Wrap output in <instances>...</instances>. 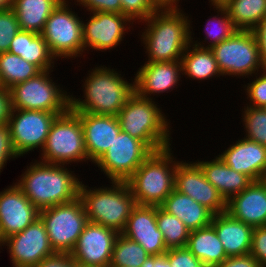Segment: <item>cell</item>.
I'll use <instances>...</instances> for the list:
<instances>
[{"instance_id":"484cf974","label":"cell","mask_w":266,"mask_h":267,"mask_svg":"<svg viewBox=\"0 0 266 267\" xmlns=\"http://www.w3.org/2000/svg\"><path fill=\"white\" fill-rule=\"evenodd\" d=\"M160 207L168 214L176 216L190 231L211 225L214 216L209 209L175 189Z\"/></svg>"},{"instance_id":"816d5d0a","label":"cell","mask_w":266,"mask_h":267,"mask_svg":"<svg viewBox=\"0 0 266 267\" xmlns=\"http://www.w3.org/2000/svg\"><path fill=\"white\" fill-rule=\"evenodd\" d=\"M14 0H0V10L12 9Z\"/></svg>"},{"instance_id":"30bf717a","label":"cell","mask_w":266,"mask_h":267,"mask_svg":"<svg viewBox=\"0 0 266 267\" xmlns=\"http://www.w3.org/2000/svg\"><path fill=\"white\" fill-rule=\"evenodd\" d=\"M68 1L62 0L52 11L41 33L56 60L75 59L84 53L83 19L72 11Z\"/></svg>"},{"instance_id":"7402d4cb","label":"cell","mask_w":266,"mask_h":267,"mask_svg":"<svg viewBox=\"0 0 266 267\" xmlns=\"http://www.w3.org/2000/svg\"><path fill=\"white\" fill-rule=\"evenodd\" d=\"M218 156L227 166L252 181L266 179V146L243 137Z\"/></svg>"},{"instance_id":"2e32d148","label":"cell","mask_w":266,"mask_h":267,"mask_svg":"<svg viewBox=\"0 0 266 267\" xmlns=\"http://www.w3.org/2000/svg\"><path fill=\"white\" fill-rule=\"evenodd\" d=\"M175 190L193 198L214 215L226 212V201L206 179L199 164L179 161L175 171Z\"/></svg>"},{"instance_id":"836d02e7","label":"cell","mask_w":266,"mask_h":267,"mask_svg":"<svg viewBox=\"0 0 266 267\" xmlns=\"http://www.w3.org/2000/svg\"><path fill=\"white\" fill-rule=\"evenodd\" d=\"M156 221L167 249L186 247L190 230L176 216L156 206Z\"/></svg>"},{"instance_id":"8fae6325","label":"cell","mask_w":266,"mask_h":267,"mask_svg":"<svg viewBox=\"0 0 266 267\" xmlns=\"http://www.w3.org/2000/svg\"><path fill=\"white\" fill-rule=\"evenodd\" d=\"M39 218L55 253L70 254L89 222L80 198L40 210Z\"/></svg>"},{"instance_id":"4fadbf2b","label":"cell","mask_w":266,"mask_h":267,"mask_svg":"<svg viewBox=\"0 0 266 267\" xmlns=\"http://www.w3.org/2000/svg\"><path fill=\"white\" fill-rule=\"evenodd\" d=\"M61 114L63 113L11 109L8 125L12 145L18 156H23L38 148H41V151L53 121Z\"/></svg>"},{"instance_id":"d6986e66","label":"cell","mask_w":266,"mask_h":267,"mask_svg":"<svg viewBox=\"0 0 266 267\" xmlns=\"http://www.w3.org/2000/svg\"><path fill=\"white\" fill-rule=\"evenodd\" d=\"M121 234L139 243L151 256H159L168 250L156 221V206H140L132 210Z\"/></svg>"},{"instance_id":"7a4b0ae2","label":"cell","mask_w":266,"mask_h":267,"mask_svg":"<svg viewBox=\"0 0 266 267\" xmlns=\"http://www.w3.org/2000/svg\"><path fill=\"white\" fill-rule=\"evenodd\" d=\"M15 183L40 211L79 198L82 181L66 165L34 160Z\"/></svg>"},{"instance_id":"1f68e13d","label":"cell","mask_w":266,"mask_h":267,"mask_svg":"<svg viewBox=\"0 0 266 267\" xmlns=\"http://www.w3.org/2000/svg\"><path fill=\"white\" fill-rule=\"evenodd\" d=\"M40 72L36 66L18 55L0 53V82L7 89L35 77Z\"/></svg>"},{"instance_id":"7dc6e473","label":"cell","mask_w":266,"mask_h":267,"mask_svg":"<svg viewBox=\"0 0 266 267\" xmlns=\"http://www.w3.org/2000/svg\"><path fill=\"white\" fill-rule=\"evenodd\" d=\"M11 111L9 89L0 87V124L8 123Z\"/></svg>"},{"instance_id":"cb8c5ba5","label":"cell","mask_w":266,"mask_h":267,"mask_svg":"<svg viewBox=\"0 0 266 267\" xmlns=\"http://www.w3.org/2000/svg\"><path fill=\"white\" fill-rule=\"evenodd\" d=\"M211 226L215 229L227 257L250 253L252 226L234 219L227 212L214 215Z\"/></svg>"},{"instance_id":"6da1fadb","label":"cell","mask_w":266,"mask_h":267,"mask_svg":"<svg viewBox=\"0 0 266 267\" xmlns=\"http://www.w3.org/2000/svg\"><path fill=\"white\" fill-rule=\"evenodd\" d=\"M179 8L159 7L142 23L147 27L141 33L150 62L181 61L190 44L191 20ZM145 30V31H144Z\"/></svg>"},{"instance_id":"f6af8a7d","label":"cell","mask_w":266,"mask_h":267,"mask_svg":"<svg viewBox=\"0 0 266 267\" xmlns=\"http://www.w3.org/2000/svg\"><path fill=\"white\" fill-rule=\"evenodd\" d=\"M35 267H76V263L68 253H55L42 260Z\"/></svg>"},{"instance_id":"ba28073f","label":"cell","mask_w":266,"mask_h":267,"mask_svg":"<svg viewBox=\"0 0 266 267\" xmlns=\"http://www.w3.org/2000/svg\"><path fill=\"white\" fill-rule=\"evenodd\" d=\"M51 70L10 87L11 109L66 113L71 108V95L53 82Z\"/></svg>"},{"instance_id":"44dd1931","label":"cell","mask_w":266,"mask_h":267,"mask_svg":"<svg viewBox=\"0 0 266 267\" xmlns=\"http://www.w3.org/2000/svg\"><path fill=\"white\" fill-rule=\"evenodd\" d=\"M80 117L87 156L95 164L121 131L117 116L75 112Z\"/></svg>"},{"instance_id":"74e56055","label":"cell","mask_w":266,"mask_h":267,"mask_svg":"<svg viewBox=\"0 0 266 267\" xmlns=\"http://www.w3.org/2000/svg\"><path fill=\"white\" fill-rule=\"evenodd\" d=\"M20 30L16 13L12 9L0 10V53L8 52L11 41Z\"/></svg>"},{"instance_id":"5b68a950","label":"cell","mask_w":266,"mask_h":267,"mask_svg":"<svg viewBox=\"0 0 266 267\" xmlns=\"http://www.w3.org/2000/svg\"><path fill=\"white\" fill-rule=\"evenodd\" d=\"M171 147L154 151L126 181L140 206H161L175 189L177 163ZM175 159V160H174Z\"/></svg>"},{"instance_id":"7c38bea8","label":"cell","mask_w":266,"mask_h":267,"mask_svg":"<svg viewBox=\"0 0 266 267\" xmlns=\"http://www.w3.org/2000/svg\"><path fill=\"white\" fill-rule=\"evenodd\" d=\"M152 152L141 140L120 131L95 165L111 181L126 182Z\"/></svg>"},{"instance_id":"bcb514c9","label":"cell","mask_w":266,"mask_h":267,"mask_svg":"<svg viewBox=\"0 0 266 267\" xmlns=\"http://www.w3.org/2000/svg\"><path fill=\"white\" fill-rule=\"evenodd\" d=\"M252 31L258 42L261 61L266 68V17Z\"/></svg>"},{"instance_id":"60d3db41","label":"cell","mask_w":266,"mask_h":267,"mask_svg":"<svg viewBox=\"0 0 266 267\" xmlns=\"http://www.w3.org/2000/svg\"><path fill=\"white\" fill-rule=\"evenodd\" d=\"M18 157L12 145L8 123L0 124V174L7 161L17 159Z\"/></svg>"},{"instance_id":"f1b7e54d","label":"cell","mask_w":266,"mask_h":267,"mask_svg":"<svg viewBox=\"0 0 266 267\" xmlns=\"http://www.w3.org/2000/svg\"><path fill=\"white\" fill-rule=\"evenodd\" d=\"M62 0H14L12 10L21 30L41 34L48 17Z\"/></svg>"},{"instance_id":"603a6c76","label":"cell","mask_w":266,"mask_h":267,"mask_svg":"<svg viewBox=\"0 0 266 267\" xmlns=\"http://www.w3.org/2000/svg\"><path fill=\"white\" fill-rule=\"evenodd\" d=\"M226 212L253 228L266 226V179L253 181L231 197L226 202Z\"/></svg>"},{"instance_id":"d6a6232c","label":"cell","mask_w":266,"mask_h":267,"mask_svg":"<svg viewBox=\"0 0 266 267\" xmlns=\"http://www.w3.org/2000/svg\"><path fill=\"white\" fill-rule=\"evenodd\" d=\"M217 10V15L210 17L205 27V40L203 42H209L208 45L204 47L203 42L198 40L194 41L192 34L190 32V43L201 48H212L213 46L221 43L222 41L232 37L238 29L234 26L232 19L230 18L227 9L225 7H214ZM221 17H220V16ZM212 19V20H211ZM216 22V23H215ZM213 27H212V25ZM213 28V29H212ZM210 39V40H209Z\"/></svg>"},{"instance_id":"b9f144b4","label":"cell","mask_w":266,"mask_h":267,"mask_svg":"<svg viewBox=\"0 0 266 267\" xmlns=\"http://www.w3.org/2000/svg\"><path fill=\"white\" fill-rule=\"evenodd\" d=\"M250 253L266 267V226L253 228Z\"/></svg>"},{"instance_id":"4dcf8cb0","label":"cell","mask_w":266,"mask_h":267,"mask_svg":"<svg viewBox=\"0 0 266 267\" xmlns=\"http://www.w3.org/2000/svg\"><path fill=\"white\" fill-rule=\"evenodd\" d=\"M225 8L238 30L252 31L266 17V0H231Z\"/></svg>"},{"instance_id":"83f0119b","label":"cell","mask_w":266,"mask_h":267,"mask_svg":"<svg viewBox=\"0 0 266 267\" xmlns=\"http://www.w3.org/2000/svg\"><path fill=\"white\" fill-rule=\"evenodd\" d=\"M186 247L207 267H214L227 258L223 245L211 225L190 231Z\"/></svg>"},{"instance_id":"4316f807","label":"cell","mask_w":266,"mask_h":267,"mask_svg":"<svg viewBox=\"0 0 266 267\" xmlns=\"http://www.w3.org/2000/svg\"><path fill=\"white\" fill-rule=\"evenodd\" d=\"M8 52L18 55L40 71L54 69L56 58L50 53L41 34L20 30L11 41Z\"/></svg>"},{"instance_id":"d4e9b609","label":"cell","mask_w":266,"mask_h":267,"mask_svg":"<svg viewBox=\"0 0 266 267\" xmlns=\"http://www.w3.org/2000/svg\"><path fill=\"white\" fill-rule=\"evenodd\" d=\"M206 179L219 191L227 202L231 197L241 193L253 181L240 172L227 166L219 156L208 161H196Z\"/></svg>"},{"instance_id":"277c9868","label":"cell","mask_w":266,"mask_h":267,"mask_svg":"<svg viewBox=\"0 0 266 267\" xmlns=\"http://www.w3.org/2000/svg\"><path fill=\"white\" fill-rule=\"evenodd\" d=\"M158 107L152 99L134 92L117 115L121 131L141 140L153 152L170 147L172 141L170 122Z\"/></svg>"},{"instance_id":"7bdbcfd3","label":"cell","mask_w":266,"mask_h":267,"mask_svg":"<svg viewBox=\"0 0 266 267\" xmlns=\"http://www.w3.org/2000/svg\"><path fill=\"white\" fill-rule=\"evenodd\" d=\"M77 6H83L88 12L122 13L121 0H74Z\"/></svg>"},{"instance_id":"f5cc1de1","label":"cell","mask_w":266,"mask_h":267,"mask_svg":"<svg viewBox=\"0 0 266 267\" xmlns=\"http://www.w3.org/2000/svg\"><path fill=\"white\" fill-rule=\"evenodd\" d=\"M76 267H101V266L83 265V264H80V263H76Z\"/></svg>"},{"instance_id":"8d00e7d4","label":"cell","mask_w":266,"mask_h":267,"mask_svg":"<svg viewBox=\"0 0 266 267\" xmlns=\"http://www.w3.org/2000/svg\"><path fill=\"white\" fill-rule=\"evenodd\" d=\"M122 14L133 22L141 23L152 15L159 6L155 0H121Z\"/></svg>"},{"instance_id":"9c48e42d","label":"cell","mask_w":266,"mask_h":267,"mask_svg":"<svg viewBox=\"0 0 266 267\" xmlns=\"http://www.w3.org/2000/svg\"><path fill=\"white\" fill-rule=\"evenodd\" d=\"M211 50L222 77L227 75L249 78L265 69L253 31L238 30L232 37L213 46Z\"/></svg>"},{"instance_id":"f546056e","label":"cell","mask_w":266,"mask_h":267,"mask_svg":"<svg viewBox=\"0 0 266 267\" xmlns=\"http://www.w3.org/2000/svg\"><path fill=\"white\" fill-rule=\"evenodd\" d=\"M182 72L193 80H207L222 76L210 48H201L191 43L181 57Z\"/></svg>"},{"instance_id":"8992f818","label":"cell","mask_w":266,"mask_h":267,"mask_svg":"<svg viewBox=\"0 0 266 267\" xmlns=\"http://www.w3.org/2000/svg\"><path fill=\"white\" fill-rule=\"evenodd\" d=\"M110 183L111 187L102 185V188L94 187L95 189L81 183L79 198L89 222L121 233L137 203L127 182L111 181Z\"/></svg>"},{"instance_id":"c3c4849f","label":"cell","mask_w":266,"mask_h":267,"mask_svg":"<svg viewBox=\"0 0 266 267\" xmlns=\"http://www.w3.org/2000/svg\"><path fill=\"white\" fill-rule=\"evenodd\" d=\"M141 267H171L165 254L159 256L149 255Z\"/></svg>"},{"instance_id":"f907efd6","label":"cell","mask_w":266,"mask_h":267,"mask_svg":"<svg viewBox=\"0 0 266 267\" xmlns=\"http://www.w3.org/2000/svg\"><path fill=\"white\" fill-rule=\"evenodd\" d=\"M231 0H209L211 6L214 7H225Z\"/></svg>"},{"instance_id":"ee69618b","label":"cell","mask_w":266,"mask_h":267,"mask_svg":"<svg viewBox=\"0 0 266 267\" xmlns=\"http://www.w3.org/2000/svg\"><path fill=\"white\" fill-rule=\"evenodd\" d=\"M214 267H261L257 259L251 254L227 257L222 263Z\"/></svg>"},{"instance_id":"ffe728a7","label":"cell","mask_w":266,"mask_h":267,"mask_svg":"<svg viewBox=\"0 0 266 267\" xmlns=\"http://www.w3.org/2000/svg\"><path fill=\"white\" fill-rule=\"evenodd\" d=\"M181 74V61L144 63L133 80L135 92L148 99L153 98L151 95L168 93L179 85Z\"/></svg>"},{"instance_id":"e575fe53","label":"cell","mask_w":266,"mask_h":267,"mask_svg":"<svg viewBox=\"0 0 266 267\" xmlns=\"http://www.w3.org/2000/svg\"><path fill=\"white\" fill-rule=\"evenodd\" d=\"M148 256L139 243L119 233L114 242L110 267H141Z\"/></svg>"},{"instance_id":"5bb4252c","label":"cell","mask_w":266,"mask_h":267,"mask_svg":"<svg viewBox=\"0 0 266 267\" xmlns=\"http://www.w3.org/2000/svg\"><path fill=\"white\" fill-rule=\"evenodd\" d=\"M6 247L13 267H35L55 254L44 223L38 218L22 232L13 234L1 242Z\"/></svg>"},{"instance_id":"ac0fdd59","label":"cell","mask_w":266,"mask_h":267,"mask_svg":"<svg viewBox=\"0 0 266 267\" xmlns=\"http://www.w3.org/2000/svg\"><path fill=\"white\" fill-rule=\"evenodd\" d=\"M39 212L15 183L1 191L0 242L34 223Z\"/></svg>"},{"instance_id":"ab89813d","label":"cell","mask_w":266,"mask_h":267,"mask_svg":"<svg viewBox=\"0 0 266 267\" xmlns=\"http://www.w3.org/2000/svg\"><path fill=\"white\" fill-rule=\"evenodd\" d=\"M165 255L171 267H207L187 247L168 249Z\"/></svg>"},{"instance_id":"f35d334b","label":"cell","mask_w":266,"mask_h":267,"mask_svg":"<svg viewBox=\"0 0 266 267\" xmlns=\"http://www.w3.org/2000/svg\"><path fill=\"white\" fill-rule=\"evenodd\" d=\"M256 73V79H253L251 83H247L243 88H245V93L247 99L250 103L247 106L255 108H263L266 105V68L262 70V73ZM259 77H258V76Z\"/></svg>"},{"instance_id":"9a60e30c","label":"cell","mask_w":266,"mask_h":267,"mask_svg":"<svg viewBox=\"0 0 266 267\" xmlns=\"http://www.w3.org/2000/svg\"><path fill=\"white\" fill-rule=\"evenodd\" d=\"M87 20L82 21L84 52L91 48L102 52L116 48L132 22L126 15L113 12H90Z\"/></svg>"},{"instance_id":"52a82bcc","label":"cell","mask_w":266,"mask_h":267,"mask_svg":"<svg viewBox=\"0 0 266 267\" xmlns=\"http://www.w3.org/2000/svg\"><path fill=\"white\" fill-rule=\"evenodd\" d=\"M40 152L45 163L71 165L89 160L80 117L71 108L55 118Z\"/></svg>"},{"instance_id":"e0dca14e","label":"cell","mask_w":266,"mask_h":267,"mask_svg":"<svg viewBox=\"0 0 266 267\" xmlns=\"http://www.w3.org/2000/svg\"><path fill=\"white\" fill-rule=\"evenodd\" d=\"M118 235L114 229L88 222L70 256L75 263L110 267L113 246Z\"/></svg>"},{"instance_id":"3957f363","label":"cell","mask_w":266,"mask_h":267,"mask_svg":"<svg viewBox=\"0 0 266 267\" xmlns=\"http://www.w3.org/2000/svg\"><path fill=\"white\" fill-rule=\"evenodd\" d=\"M111 67L97 66L89 71L83 89L85 99L71 95V109L95 115L117 116L128 98L135 92L134 82L126 81ZM122 76V77H121Z\"/></svg>"},{"instance_id":"681fc988","label":"cell","mask_w":266,"mask_h":267,"mask_svg":"<svg viewBox=\"0 0 266 267\" xmlns=\"http://www.w3.org/2000/svg\"><path fill=\"white\" fill-rule=\"evenodd\" d=\"M180 0H155L159 7L178 8Z\"/></svg>"},{"instance_id":"d590c367","label":"cell","mask_w":266,"mask_h":267,"mask_svg":"<svg viewBox=\"0 0 266 267\" xmlns=\"http://www.w3.org/2000/svg\"><path fill=\"white\" fill-rule=\"evenodd\" d=\"M242 122L246 129L245 138L266 146V112L263 108L244 106Z\"/></svg>"}]
</instances>
